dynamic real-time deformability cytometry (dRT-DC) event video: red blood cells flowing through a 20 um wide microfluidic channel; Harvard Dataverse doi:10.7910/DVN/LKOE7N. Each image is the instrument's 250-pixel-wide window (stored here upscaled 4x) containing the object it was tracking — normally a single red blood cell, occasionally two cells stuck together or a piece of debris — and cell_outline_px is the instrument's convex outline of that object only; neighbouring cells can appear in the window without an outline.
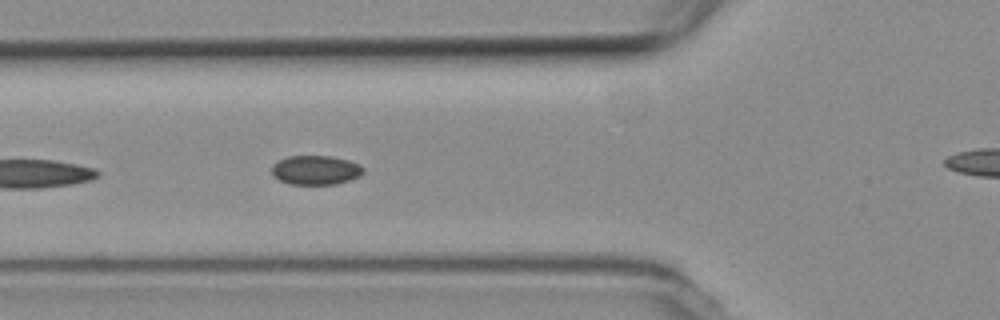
{"species": "common noctule bat (a hibernating species)", "species_latin": "Nyctalus noctula", "temperature_condition": "room temperature", "stored_images_in_passage": 11, "camera_frame_rate_fps": 3000, "um_per_image_px": 0.085, "animal": {"sex": "female", "body_mass_g": 19.3, "forearm_length_mm": 54.1}, "frame": {"image": 1, "passage_image": 5, "time_ms": 1.333, "image_size_px": [1000, 320], "cell_outline_px": [[364, 172], [360, 176], [336, 184], [288, 184], [272, 176], [272, 164], [288, 156], [332, 156], [348, 160], [360, 164], [364, 168]], "centroid_in_image_um": [26.83, 14.45], "position_along_channel_um": 99.0, "area_um2": 15.66}}